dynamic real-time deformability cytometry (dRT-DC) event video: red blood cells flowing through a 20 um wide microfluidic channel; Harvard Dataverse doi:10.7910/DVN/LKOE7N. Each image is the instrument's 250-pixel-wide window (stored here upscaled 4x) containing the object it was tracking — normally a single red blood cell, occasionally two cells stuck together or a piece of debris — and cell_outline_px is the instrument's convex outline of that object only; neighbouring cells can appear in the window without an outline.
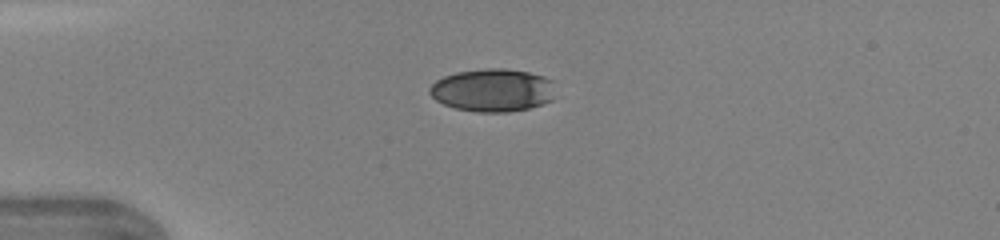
{"species": "human", "species_latin": "Homo sapiens", "temperature_condition": "warm", "stored_images_in_passage": 34, "camera_frame_rate_fps": 3000, "um_per_image_px": 0.085, "donor": {"sex": "female"}, "frame": {"image": 1, "passage_image": 1, "time_ms": 0.0, "image_size_px": [1000, 240], "cell_outline_px": [[552, 100], [544, 104], [528, 108], [508, 112], [476, 112], [456, 108], [444, 104], [436, 100], [428, 92], [428, 88], [436, 80], [444, 76], [456, 72], [488, 68], [504, 68], [528, 72], [544, 76], [552, 80]], "centroid_in_image_um": [41.85, 7.66], "position_along_channel_um": 43.1, "area_um2": 31.44}}
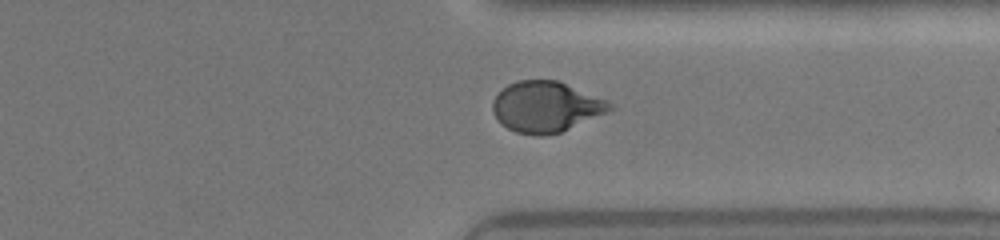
{"frame": {"image": 2, "passage_image": 24, "time_ms": 7.667, "image_size_px": [1000, 240], "cell_outline_px": [[616, 108], [608, 112], [560, 132], [540, 136], [536, 136], [516, 132], [508, 128], [492, 112], [492, 100], [496, 92], [508, 84], [516, 80], [560, 80], [604, 100], [612, 104]], "centroid_in_image_um": [46.37, 9.06], "position_along_channel_um": 365.0, "area_um2": 34.56}}
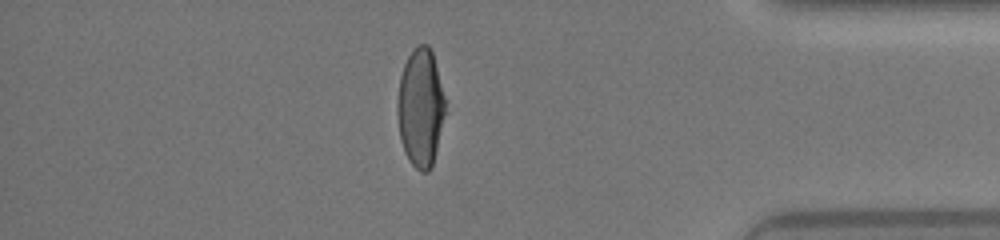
{"frame": {"image": 3, "passage_image": 28, "time_ms": 9.0, "image_size_px": [1000, 240], "cell_outline_px": [[444, 112], [436, 148], [432, 164], [428, 172], [420, 172], [408, 160], [404, 152], [400, 140], [396, 112], [396, 104], [400, 76], [404, 64], [408, 56], [420, 44], [428, 44], [432, 52], [444, 96]], "centroid_in_image_um": [35.69, 9.16], "position_along_channel_um": 399.5, "area_um2": 32.54}}